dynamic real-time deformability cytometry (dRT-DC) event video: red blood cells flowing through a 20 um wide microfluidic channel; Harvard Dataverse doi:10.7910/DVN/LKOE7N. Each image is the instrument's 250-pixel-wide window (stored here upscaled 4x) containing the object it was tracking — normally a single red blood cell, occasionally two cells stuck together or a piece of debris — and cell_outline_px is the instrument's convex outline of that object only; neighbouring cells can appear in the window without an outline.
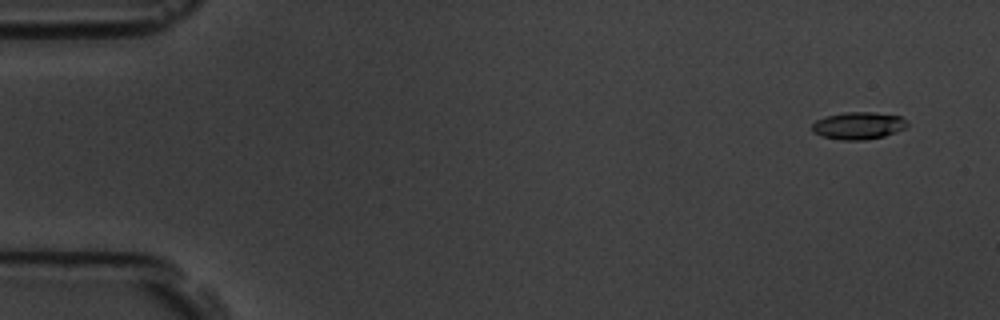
{"species": "common noctule bat (a hibernating species)", "species_latin": "Nyctalus noctula", "temperature_condition": "room temperature", "stored_images_in_passage": 5, "camera_frame_rate_fps": 3000, "um_per_image_px": 0.085, "animal": {"sex": "male", "body_mass_g": 19.5, "forearm_length_mm": 54.6}, "frame": {"image": 1, "passage_image": 1, "time_ms": 0.0, "image_size_px": [1000, 320], "cell_outline_px": [[908, 128], [884, 136], [864, 140], [840, 140], [820, 136], [812, 132], [812, 124], [816, 120], [824, 116], [844, 112], [876, 112], [900, 116], [908, 124]], "centroid_in_image_um": [72.94, 10.68], "position_along_channel_um": 12.1, "area_um2": 15.37}}
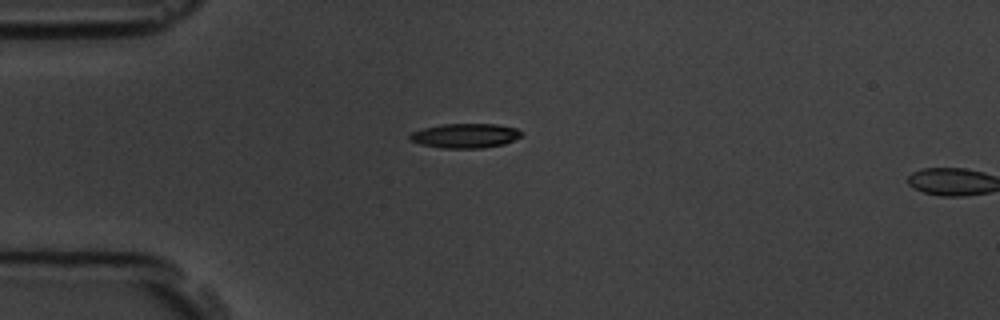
{"frame": {"image": 2, "passage_image": 4, "time_ms": 3.667, "image_size_px": [1000, 320], "cell_outline_px": [[520, 136], [504, 144], [480, 148], [440, 148], [420, 144], [408, 140], [408, 136], [412, 132], [424, 128], [444, 124], [496, 124], [516, 128], [520, 132]], "centroid_in_image_um": [39.48, 11.54], "position_along_channel_um": 45.5, "area_um2": 15.78}}